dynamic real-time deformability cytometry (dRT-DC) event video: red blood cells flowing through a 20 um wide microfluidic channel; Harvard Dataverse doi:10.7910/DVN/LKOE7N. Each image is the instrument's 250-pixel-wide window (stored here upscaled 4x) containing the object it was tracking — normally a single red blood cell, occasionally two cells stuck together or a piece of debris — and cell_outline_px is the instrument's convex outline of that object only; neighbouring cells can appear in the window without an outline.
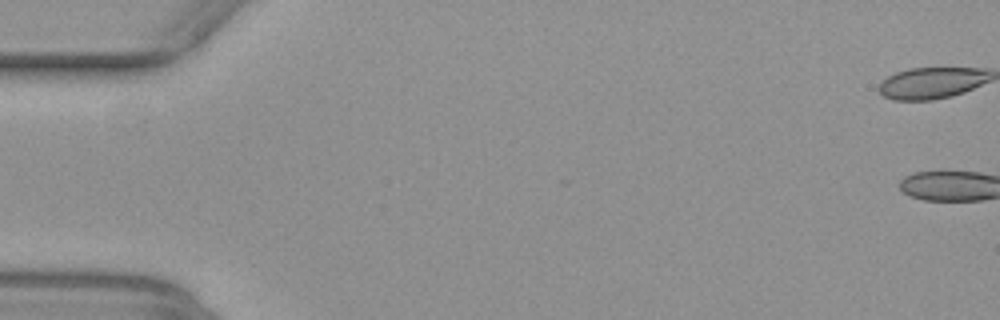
{"species": "common noctule bat (a hibernating species)", "species_latin": "Nyctalus noctula", "temperature_condition": "warm", "stored_images_in_passage": 12, "camera_frame_rate_fps": 3000, "um_per_image_px": 0.085, "animal": {"sex": "female", "body_mass_g": 29.2, "forearm_length_mm": 56.3}, "frame": {"image": 1, "passage_image": 1, "time_ms": 0.0, "image_size_px": [1000, 320], "cell_outline_px": [[984, 80], [968, 88], [944, 96], [892, 96], [896, 76], [904, 72], [924, 68], [968, 68], [980, 72]], "centroid_in_image_um": [79.49, 6.94], "position_along_channel_um": 5.5, "area_um2": 14.97}}